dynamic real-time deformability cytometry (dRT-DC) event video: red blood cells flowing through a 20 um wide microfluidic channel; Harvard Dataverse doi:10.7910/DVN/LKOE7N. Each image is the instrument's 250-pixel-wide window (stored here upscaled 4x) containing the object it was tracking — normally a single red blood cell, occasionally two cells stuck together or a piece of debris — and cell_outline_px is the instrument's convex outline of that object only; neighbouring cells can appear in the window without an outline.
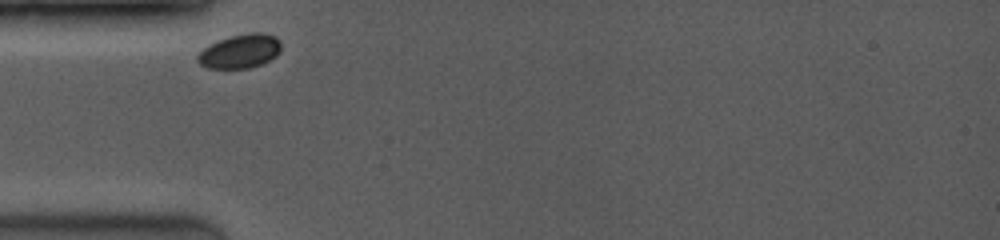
{"species": "common noctule bat (a hibernating species)", "species_latin": "Nyctalus noctula", "temperature_condition": "room temperature", "stored_images_in_passage": 20, "camera_frame_rate_fps": 3500, "um_per_image_px": 0.085, "animal": {"sex": "female", "body_mass_g": 19.0, "forearm_length_mm": 53.3}, "frame": {"image": 1, "passage_image": 1, "time_ms": 0.0, "image_size_px": [1000, 240], "cell_outline_px": [[280, 52], [276, 56], [260, 64], [248, 68], [208, 68], [200, 64], [196, 60], [196, 56], [208, 44], [232, 36], [252, 32], [260, 32], [276, 36], [280, 40]], "centroid_in_image_um": [20.4, 4.35], "position_along_channel_um": 64.6, "area_um2": 16.42}}
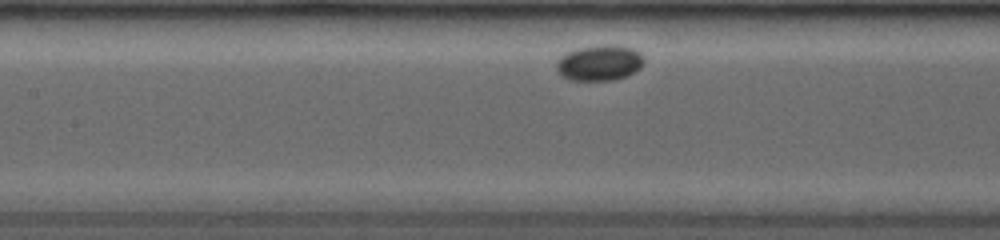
{"frame": {"image": 2, "passage_image": 5, "time_ms": 2.571, "image_size_px": [1000, 240], "cell_outline_px": [[644, 60], [640, 68], [628, 76], [616, 80], [568, 80], [560, 76], [556, 72], [556, 64], [560, 56], [568, 52], [580, 48], [604, 44], [620, 44], [632, 48], [640, 52], [644, 56]], "centroid_in_image_um": [50.97, 5.34], "position_along_channel_um": 156.4, "area_um2": 18.55}}
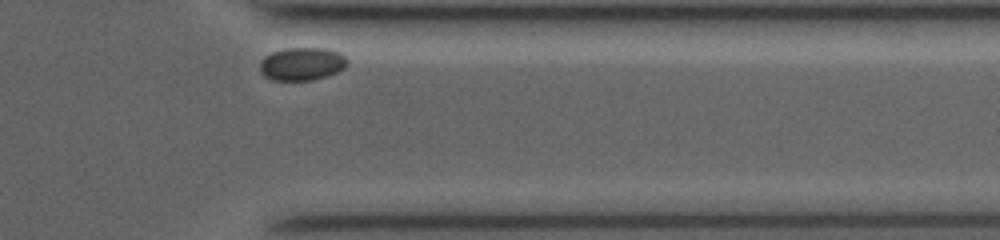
{"frame": {"image": 3, "passage_image": 20, "time_ms": 8.857, "image_size_px": [1000, 240], "cell_outline_px": [[348, 64], [344, 68], [336, 72], [312, 80], [272, 80], [264, 76], [260, 72], [260, 64], [264, 56], [272, 52], [284, 48], [328, 48], [340, 52], [348, 60]], "centroid_in_image_um": [25.66, 5.42], "position_along_channel_um": 385.7, "area_um2": 16.88}}